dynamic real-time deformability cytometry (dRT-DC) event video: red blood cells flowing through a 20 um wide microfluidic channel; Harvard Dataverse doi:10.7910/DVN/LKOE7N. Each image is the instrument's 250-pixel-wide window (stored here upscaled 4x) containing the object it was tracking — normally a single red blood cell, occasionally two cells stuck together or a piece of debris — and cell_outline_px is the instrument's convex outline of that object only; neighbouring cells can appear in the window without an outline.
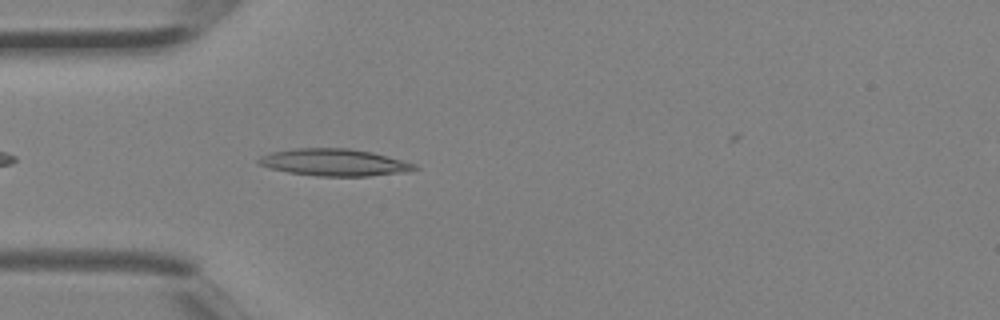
{"species": "Egyptian fruit bat (a non-hibernating species)", "species_latin": "Rousettus aegyptiacus", "temperature_condition": "room temperature", "stored_images_in_passage": 3, "camera_frame_rate_fps": 3000, "um_per_image_px": 0.085, "animal": {"sex": "female"}, "frame": {"image": 1, "passage_image": 3, "time_ms": 0.667, "image_size_px": [1000, 320], "cell_outline_px": [[420, 168], [412, 172], [368, 176], [316, 176], [288, 172], [268, 168], [256, 164], [256, 160], [260, 156], [272, 152], [296, 148], [348, 148], [372, 152], [416, 164]], "centroid_in_image_um": [28.42, 13.81], "position_along_channel_um": 56.6, "area_um2": 24.85}}